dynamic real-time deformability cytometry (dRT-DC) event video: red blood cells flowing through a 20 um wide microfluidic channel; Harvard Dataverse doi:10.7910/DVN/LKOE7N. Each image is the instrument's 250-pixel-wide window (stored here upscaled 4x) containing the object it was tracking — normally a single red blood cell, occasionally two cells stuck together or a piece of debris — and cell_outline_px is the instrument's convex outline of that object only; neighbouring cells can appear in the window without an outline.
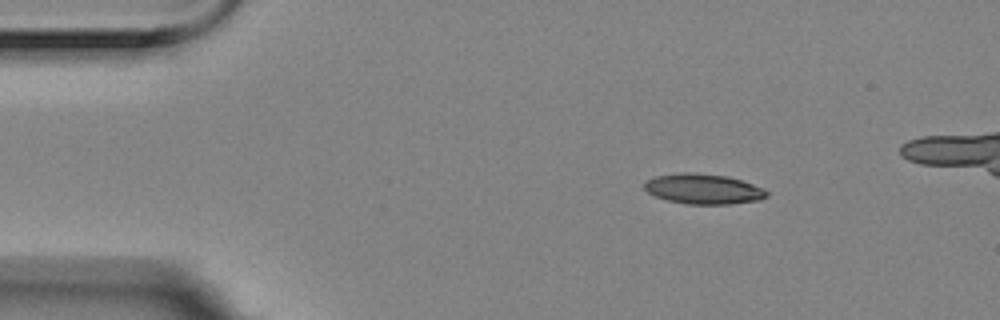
{"species": "Egyptian fruit bat (a non-hibernating species)", "species_latin": "Rousettus aegyptiacus", "temperature_condition": "room temperature", "stored_images_in_passage": 3, "camera_frame_rate_fps": 3000, "um_per_image_px": 0.085, "animal": {"sex": "female"}, "frame": {"image": 1, "passage_image": 1, "time_ms": 0.0, "image_size_px": [1000, 320], "cell_outline_px": [[768, 196], [760, 200], [728, 204], [688, 204], [668, 200], [656, 196], [648, 192], [644, 188], [644, 184], [648, 180], [656, 176], [684, 172], [688, 172], [728, 176], [764, 188], [768, 192]], "centroid_in_image_um": [59.81, 16.06], "position_along_channel_um": 25.2, "area_um2": 21.33}}